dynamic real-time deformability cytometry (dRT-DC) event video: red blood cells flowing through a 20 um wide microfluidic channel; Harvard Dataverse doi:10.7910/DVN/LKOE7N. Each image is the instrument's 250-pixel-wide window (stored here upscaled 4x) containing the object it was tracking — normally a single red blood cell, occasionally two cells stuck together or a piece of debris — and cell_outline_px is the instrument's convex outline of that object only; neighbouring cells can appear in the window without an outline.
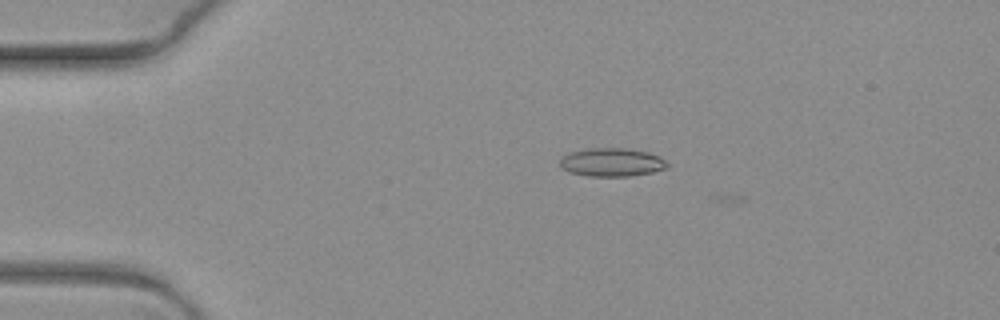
{"species": "common noctule bat (a hibernating species)", "species_latin": "Nyctalus noctula", "temperature_condition": "warm", "stored_images_in_passage": 5, "camera_frame_rate_fps": 3000, "um_per_image_px": 0.085, "animal": {"sex": "female", "body_mass_g": 19.3, "forearm_length_mm": 54.1}, "frame": {"image": 1, "passage_image": 4, "time_ms": 1.0, "image_size_px": [1000, 320], "cell_outline_px": [[668, 168], [652, 172], [628, 176], [588, 176], [568, 172], [560, 168], [560, 156], [572, 152], [588, 148], [624, 148], [648, 152], [660, 156], [668, 164]], "centroid_in_image_um": [51.97, 13.79], "position_along_channel_um": 33.0, "area_um2": 17.86}}